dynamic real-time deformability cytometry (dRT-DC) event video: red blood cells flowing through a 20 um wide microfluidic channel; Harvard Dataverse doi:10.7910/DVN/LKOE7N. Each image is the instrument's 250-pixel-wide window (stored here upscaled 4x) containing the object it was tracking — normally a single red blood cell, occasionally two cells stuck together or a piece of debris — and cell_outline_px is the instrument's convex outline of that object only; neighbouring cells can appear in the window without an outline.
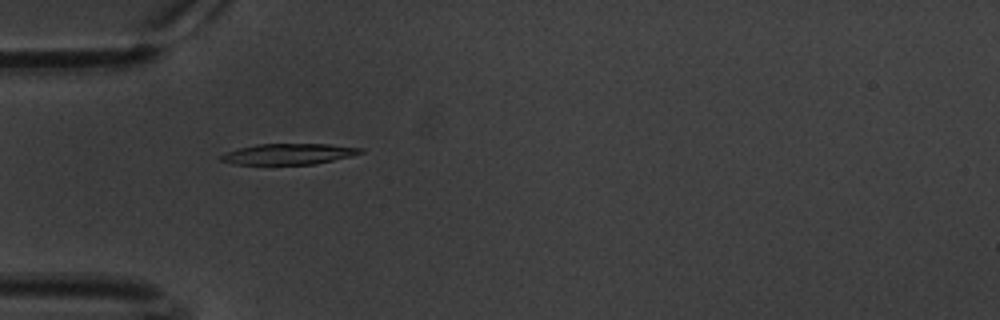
{"species": "common noctule bat (a hibernating species)", "species_latin": "Nyctalus noctula", "temperature_condition": "warm", "stored_images_in_passage": 61, "camera_frame_rate_fps": 3000, "um_per_image_px": 0.085, "animal": {"sex": "male", "body_mass_g": 20.1, "forearm_length_mm": 53.5}, "frame": {"image": 1, "passage_image": 19, "time_ms": 6.0, "image_size_px": [1000, 320], "cell_outline_px": [[364, 152], [316, 164], [236, 164], [220, 160], [220, 156], [228, 152], [240, 148], [256, 144], [328, 144], [364, 148]], "centroid_in_image_um": [24.56, 13.08], "position_along_channel_um": 60.4, "area_um2": 16.65}}
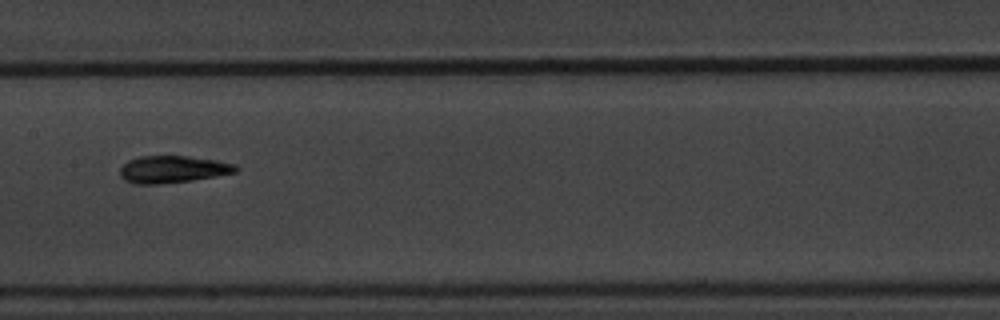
{"frame": {"image": 2, "passage_image": 31, "time_ms": 10.0, "image_size_px": [1000, 320], "cell_outline_px": [[240, 168], [236, 172], [216, 176], [192, 180], [160, 184], [136, 184], [124, 180], [120, 176], [120, 168], [128, 160], [140, 156], [188, 156], [216, 160], [236, 164]], "centroid_in_image_um": [14.69, 14.39], "position_along_channel_um": 192.7, "area_um2": 18.38}}
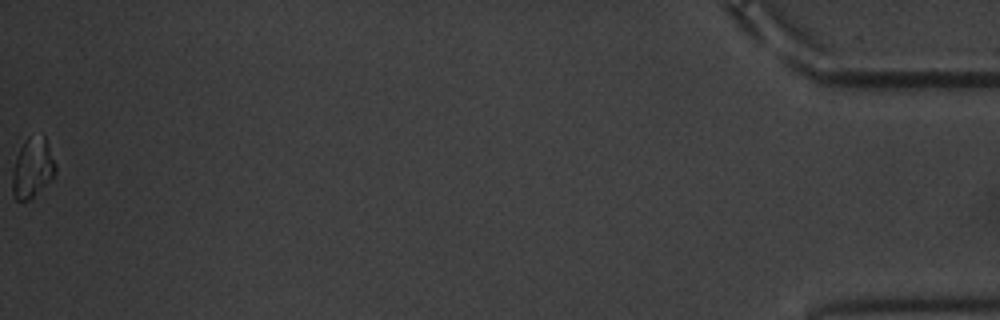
{"frame": {"image": 3, "passage_image": 61, "time_ms": 20.0, "image_size_px": [1000, 320], "cell_outline_px": [[56, 172], [32, 200], [16, 200], [12, 196], [12, 172], [16, 156], [24, 140], [28, 136], [44, 136], [48, 144], [56, 164]], "centroid_in_image_um": [2.74, 14.3], "position_along_channel_um": 432.5, "area_um2": 15.14}, "authors_computed_cell_mechanics": {"area_um2": 17.34, "velocity_mm_per_s": 3.3652, "shape_relaxation_time_tau1_ms": 3.9461, "shape_relaxation_time_tau2_ms": 2.7763, "deformation_change_tau1": 0.1972, "deformation_change_tau2": 0.1079}}